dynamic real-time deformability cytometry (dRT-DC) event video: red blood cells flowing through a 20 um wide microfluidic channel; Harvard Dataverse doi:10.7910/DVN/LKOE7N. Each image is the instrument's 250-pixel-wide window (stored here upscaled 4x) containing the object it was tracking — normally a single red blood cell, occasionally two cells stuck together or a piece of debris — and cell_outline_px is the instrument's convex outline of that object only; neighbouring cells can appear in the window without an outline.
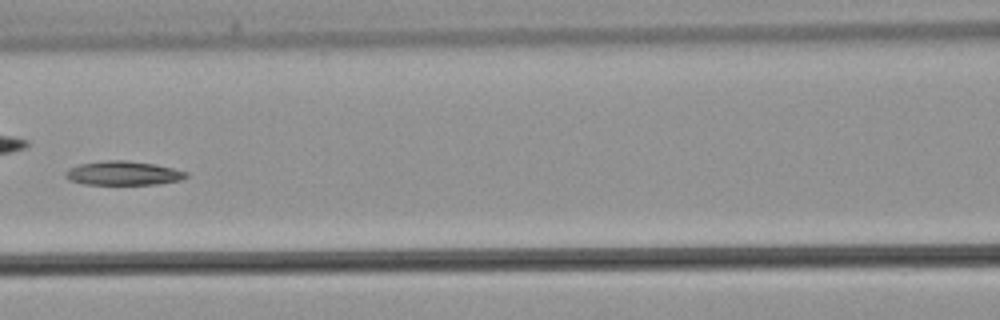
{"species": "common noctule bat (a hibernating species)", "species_latin": "Nyctalus noctula", "temperature_condition": "warm", "stored_images_in_passage": 44, "camera_frame_rate_fps": 3000, "um_per_image_px": 0.085, "animal": {"sex": "male", "body_mass_g": 21.5, "forearm_length_mm": 52.0}, "frame": {"image": 1, "passage_image": 19, "time_ms": 6.0, "image_size_px": [1000, 320], "cell_outline_px": [[188, 176], [180, 180], [156, 184], [84, 184], [68, 180], [64, 176], [64, 172], [68, 168], [80, 164], [104, 160], [128, 160], [156, 164], [188, 172]], "centroid_in_image_um": [10.44, 14.71], "position_along_channel_um": 156.2, "area_um2": 16.99}}
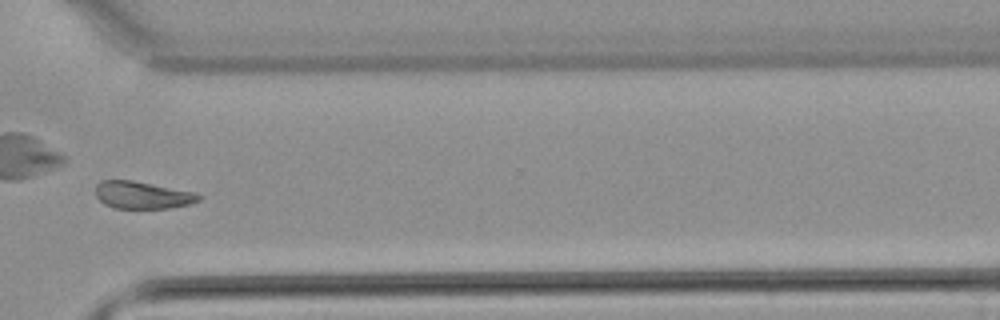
{"frame": {"image": 2, "passage_image": 32, "time_ms": 10.333, "image_size_px": [1000, 320], "cell_outline_px": [[204, 196], [200, 200], [188, 204], [168, 208], [116, 208], [104, 204], [96, 196], [96, 184], [100, 180], [132, 180], [192, 192]], "centroid_in_image_um": [12.07, 16.58], "position_along_channel_um": 358.5, "area_um2": 16.24}}